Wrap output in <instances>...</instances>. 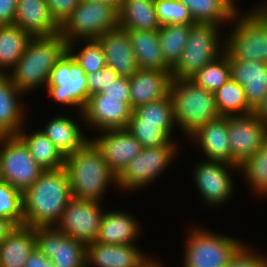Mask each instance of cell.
Segmentation results:
<instances>
[{"instance_id": "f546056e", "label": "cell", "mask_w": 267, "mask_h": 267, "mask_svg": "<svg viewBox=\"0 0 267 267\" xmlns=\"http://www.w3.org/2000/svg\"><path fill=\"white\" fill-rule=\"evenodd\" d=\"M18 136L28 146L34 161L43 170H55L64 167L66 158L42 130L31 135H26L23 130H20Z\"/></svg>"}, {"instance_id": "277c9868", "label": "cell", "mask_w": 267, "mask_h": 267, "mask_svg": "<svg viewBox=\"0 0 267 267\" xmlns=\"http://www.w3.org/2000/svg\"><path fill=\"white\" fill-rule=\"evenodd\" d=\"M169 95L173 102L175 122L188 136L220 116L214 92L196 85L190 79H172Z\"/></svg>"}, {"instance_id": "30bf717a", "label": "cell", "mask_w": 267, "mask_h": 267, "mask_svg": "<svg viewBox=\"0 0 267 267\" xmlns=\"http://www.w3.org/2000/svg\"><path fill=\"white\" fill-rule=\"evenodd\" d=\"M184 267H226L242 247L231 237L194 228L188 235Z\"/></svg>"}, {"instance_id": "7402d4cb", "label": "cell", "mask_w": 267, "mask_h": 267, "mask_svg": "<svg viewBox=\"0 0 267 267\" xmlns=\"http://www.w3.org/2000/svg\"><path fill=\"white\" fill-rule=\"evenodd\" d=\"M144 261L146 257L133 244L93 242L86 245L88 265L92 263L97 267H139Z\"/></svg>"}, {"instance_id": "f6af8a7d", "label": "cell", "mask_w": 267, "mask_h": 267, "mask_svg": "<svg viewBox=\"0 0 267 267\" xmlns=\"http://www.w3.org/2000/svg\"><path fill=\"white\" fill-rule=\"evenodd\" d=\"M106 97L121 98V101L131 107L130 84L128 77H119L113 83H110L102 91Z\"/></svg>"}, {"instance_id": "603a6c76", "label": "cell", "mask_w": 267, "mask_h": 267, "mask_svg": "<svg viewBox=\"0 0 267 267\" xmlns=\"http://www.w3.org/2000/svg\"><path fill=\"white\" fill-rule=\"evenodd\" d=\"M189 136L198 139L208 160L231 164L228 116H219L215 120L209 121Z\"/></svg>"}, {"instance_id": "52a82bcc", "label": "cell", "mask_w": 267, "mask_h": 267, "mask_svg": "<svg viewBox=\"0 0 267 267\" xmlns=\"http://www.w3.org/2000/svg\"><path fill=\"white\" fill-rule=\"evenodd\" d=\"M1 180L25 192L44 171L33 159L28 146L18 136H1Z\"/></svg>"}, {"instance_id": "ffe728a7", "label": "cell", "mask_w": 267, "mask_h": 267, "mask_svg": "<svg viewBox=\"0 0 267 267\" xmlns=\"http://www.w3.org/2000/svg\"><path fill=\"white\" fill-rule=\"evenodd\" d=\"M172 82L171 70L139 68L129 78L131 109L168 97Z\"/></svg>"}, {"instance_id": "681fc988", "label": "cell", "mask_w": 267, "mask_h": 267, "mask_svg": "<svg viewBox=\"0 0 267 267\" xmlns=\"http://www.w3.org/2000/svg\"><path fill=\"white\" fill-rule=\"evenodd\" d=\"M254 115L267 125V95L253 111Z\"/></svg>"}, {"instance_id": "f5cc1de1", "label": "cell", "mask_w": 267, "mask_h": 267, "mask_svg": "<svg viewBox=\"0 0 267 267\" xmlns=\"http://www.w3.org/2000/svg\"><path fill=\"white\" fill-rule=\"evenodd\" d=\"M97 1H101V2H106L109 4H112L113 6H115L118 10L120 9L123 0H97Z\"/></svg>"}, {"instance_id": "2e32d148", "label": "cell", "mask_w": 267, "mask_h": 267, "mask_svg": "<svg viewBox=\"0 0 267 267\" xmlns=\"http://www.w3.org/2000/svg\"><path fill=\"white\" fill-rule=\"evenodd\" d=\"M92 142L102 153L109 169L118 176L142 150L141 144L126 129H110Z\"/></svg>"}, {"instance_id": "9c48e42d", "label": "cell", "mask_w": 267, "mask_h": 267, "mask_svg": "<svg viewBox=\"0 0 267 267\" xmlns=\"http://www.w3.org/2000/svg\"><path fill=\"white\" fill-rule=\"evenodd\" d=\"M47 88L55 101L77 106L81 112L89 98L87 75L68 51L53 67Z\"/></svg>"}, {"instance_id": "ba28073f", "label": "cell", "mask_w": 267, "mask_h": 267, "mask_svg": "<svg viewBox=\"0 0 267 267\" xmlns=\"http://www.w3.org/2000/svg\"><path fill=\"white\" fill-rule=\"evenodd\" d=\"M214 24L195 23L191 26L188 41L176 66L172 79H189L220 54L218 27Z\"/></svg>"}, {"instance_id": "db71d44e", "label": "cell", "mask_w": 267, "mask_h": 267, "mask_svg": "<svg viewBox=\"0 0 267 267\" xmlns=\"http://www.w3.org/2000/svg\"><path fill=\"white\" fill-rule=\"evenodd\" d=\"M263 267H267V259L265 258Z\"/></svg>"}, {"instance_id": "4316f807", "label": "cell", "mask_w": 267, "mask_h": 267, "mask_svg": "<svg viewBox=\"0 0 267 267\" xmlns=\"http://www.w3.org/2000/svg\"><path fill=\"white\" fill-rule=\"evenodd\" d=\"M139 68L170 70L164 63L158 30H127Z\"/></svg>"}, {"instance_id": "816d5d0a", "label": "cell", "mask_w": 267, "mask_h": 267, "mask_svg": "<svg viewBox=\"0 0 267 267\" xmlns=\"http://www.w3.org/2000/svg\"><path fill=\"white\" fill-rule=\"evenodd\" d=\"M161 264H158L157 261L146 259L139 267H162Z\"/></svg>"}, {"instance_id": "f35d334b", "label": "cell", "mask_w": 267, "mask_h": 267, "mask_svg": "<svg viewBox=\"0 0 267 267\" xmlns=\"http://www.w3.org/2000/svg\"><path fill=\"white\" fill-rule=\"evenodd\" d=\"M154 5L161 25L195 24L189 9L179 0H155Z\"/></svg>"}, {"instance_id": "1f68e13d", "label": "cell", "mask_w": 267, "mask_h": 267, "mask_svg": "<svg viewBox=\"0 0 267 267\" xmlns=\"http://www.w3.org/2000/svg\"><path fill=\"white\" fill-rule=\"evenodd\" d=\"M131 116L139 124L157 125L168 137L175 124L173 102L170 97L138 106Z\"/></svg>"}, {"instance_id": "7dc6e473", "label": "cell", "mask_w": 267, "mask_h": 267, "mask_svg": "<svg viewBox=\"0 0 267 267\" xmlns=\"http://www.w3.org/2000/svg\"><path fill=\"white\" fill-rule=\"evenodd\" d=\"M24 267H55L51 259L43 255L36 247L30 253Z\"/></svg>"}, {"instance_id": "e0dca14e", "label": "cell", "mask_w": 267, "mask_h": 267, "mask_svg": "<svg viewBox=\"0 0 267 267\" xmlns=\"http://www.w3.org/2000/svg\"><path fill=\"white\" fill-rule=\"evenodd\" d=\"M96 40L104 51L107 67L120 77L130 78L137 72L139 67L126 29L118 26Z\"/></svg>"}, {"instance_id": "bcb514c9", "label": "cell", "mask_w": 267, "mask_h": 267, "mask_svg": "<svg viewBox=\"0 0 267 267\" xmlns=\"http://www.w3.org/2000/svg\"><path fill=\"white\" fill-rule=\"evenodd\" d=\"M17 1L18 0H0V26L14 24Z\"/></svg>"}, {"instance_id": "484cf974", "label": "cell", "mask_w": 267, "mask_h": 267, "mask_svg": "<svg viewBox=\"0 0 267 267\" xmlns=\"http://www.w3.org/2000/svg\"><path fill=\"white\" fill-rule=\"evenodd\" d=\"M137 224V221L125 212H104L96 242L119 245L132 244L139 231Z\"/></svg>"}, {"instance_id": "e575fe53", "label": "cell", "mask_w": 267, "mask_h": 267, "mask_svg": "<svg viewBox=\"0 0 267 267\" xmlns=\"http://www.w3.org/2000/svg\"><path fill=\"white\" fill-rule=\"evenodd\" d=\"M222 50L225 54L220 52V57L206 64L189 79L211 92H215L229 81L231 79L229 57L228 53Z\"/></svg>"}, {"instance_id": "5bb4252c", "label": "cell", "mask_w": 267, "mask_h": 267, "mask_svg": "<svg viewBox=\"0 0 267 267\" xmlns=\"http://www.w3.org/2000/svg\"><path fill=\"white\" fill-rule=\"evenodd\" d=\"M231 164L239 166L267 141V125L254 113L228 116Z\"/></svg>"}, {"instance_id": "d4e9b609", "label": "cell", "mask_w": 267, "mask_h": 267, "mask_svg": "<svg viewBox=\"0 0 267 267\" xmlns=\"http://www.w3.org/2000/svg\"><path fill=\"white\" fill-rule=\"evenodd\" d=\"M8 74H0V137L16 136L21 130V106L17 101L22 92L11 81Z\"/></svg>"}, {"instance_id": "44dd1931", "label": "cell", "mask_w": 267, "mask_h": 267, "mask_svg": "<svg viewBox=\"0 0 267 267\" xmlns=\"http://www.w3.org/2000/svg\"><path fill=\"white\" fill-rule=\"evenodd\" d=\"M14 24L31 37L60 33V26L52 18L46 0H18Z\"/></svg>"}, {"instance_id": "3957f363", "label": "cell", "mask_w": 267, "mask_h": 267, "mask_svg": "<svg viewBox=\"0 0 267 267\" xmlns=\"http://www.w3.org/2000/svg\"><path fill=\"white\" fill-rule=\"evenodd\" d=\"M64 167L75 199L99 202L108 184L117 181V176L109 169L102 153L91 140L66 157Z\"/></svg>"}, {"instance_id": "f907efd6", "label": "cell", "mask_w": 267, "mask_h": 267, "mask_svg": "<svg viewBox=\"0 0 267 267\" xmlns=\"http://www.w3.org/2000/svg\"><path fill=\"white\" fill-rule=\"evenodd\" d=\"M224 6L225 8L233 15L236 16L237 15V11L235 8V2L233 0H219Z\"/></svg>"}, {"instance_id": "836d02e7", "label": "cell", "mask_w": 267, "mask_h": 267, "mask_svg": "<svg viewBox=\"0 0 267 267\" xmlns=\"http://www.w3.org/2000/svg\"><path fill=\"white\" fill-rule=\"evenodd\" d=\"M214 97L220 116H237L239 114L247 115L253 113V110L248 106L244 88L232 79L217 89L214 92Z\"/></svg>"}, {"instance_id": "c3c4849f", "label": "cell", "mask_w": 267, "mask_h": 267, "mask_svg": "<svg viewBox=\"0 0 267 267\" xmlns=\"http://www.w3.org/2000/svg\"><path fill=\"white\" fill-rule=\"evenodd\" d=\"M15 226L16 225L12 221L0 217V244L6 239Z\"/></svg>"}, {"instance_id": "8d00e7d4", "label": "cell", "mask_w": 267, "mask_h": 267, "mask_svg": "<svg viewBox=\"0 0 267 267\" xmlns=\"http://www.w3.org/2000/svg\"><path fill=\"white\" fill-rule=\"evenodd\" d=\"M239 169L244 170L245 176L255 191L267 193V141L252 156L245 159Z\"/></svg>"}, {"instance_id": "7c38bea8", "label": "cell", "mask_w": 267, "mask_h": 267, "mask_svg": "<svg viewBox=\"0 0 267 267\" xmlns=\"http://www.w3.org/2000/svg\"><path fill=\"white\" fill-rule=\"evenodd\" d=\"M99 204L97 201L72 198L55 226L68 237L85 245L96 242L104 214Z\"/></svg>"}, {"instance_id": "7bdbcfd3", "label": "cell", "mask_w": 267, "mask_h": 267, "mask_svg": "<svg viewBox=\"0 0 267 267\" xmlns=\"http://www.w3.org/2000/svg\"><path fill=\"white\" fill-rule=\"evenodd\" d=\"M81 0H46L52 18L61 26Z\"/></svg>"}, {"instance_id": "5b68a950", "label": "cell", "mask_w": 267, "mask_h": 267, "mask_svg": "<svg viewBox=\"0 0 267 267\" xmlns=\"http://www.w3.org/2000/svg\"><path fill=\"white\" fill-rule=\"evenodd\" d=\"M119 26V11L112 4L97 0H81L60 26V34L73 45L75 36L96 40L108 30Z\"/></svg>"}, {"instance_id": "ab89813d", "label": "cell", "mask_w": 267, "mask_h": 267, "mask_svg": "<svg viewBox=\"0 0 267 267\" xmlns=\"http://www.w3.org/2000/svg\"><path fill=\"white\" fill-rule=\"evenodd\" d=\"M87 44L78 54H72V44H68V52L84 69L86 75L93 74L106 67L104 51L97 40H87Z\"/></svg>"}, {"instance_id": "f1b7e54d", "label": "cell", "mask_w": 267, "mask_h": 267, "mask_svg": "<svg viewBox=\"0 0 267 267\" xmlns=\"http://www.w3.org/2000/svg\"><path fill=\"white\" fill-rule=\"evenodd\" d=\"M42 131L65 158L75 153L88 141L83 137L79 126L65 117L59 116L52 119Z\"/></svg>"}, {"instance_id": "60d3db41", "label": "cell", "mask_w": 267, "mask_h": 267, "mask_svg": "<svg viewBox=\"0 0 267 267\" xmlns=\"http://www.w3.org/2000/svg\"><path fill=\"white\" fill-rule=\"evenodd\" d=\"M126 129L143 148L166 145L170 141L169 137L157 125L139 124L132 116Z\"/></svg>"}, {"instance_id": "9a60e30c", "label": "cell", "mask_w": 267, "mask_h": 267, "mask_svg": "<svg viewBox=\"0 0 267 267\" xmlns=\"http://www.w3.org/2000/svg\"><path fill=\"white\" fill-rule=\"evenodd\" d=\"M131 107L121 98L106 97L102 92L89 96L83 108V118L98 130L127 128L132 114Z\"/></svg>"}, {"instance_id": "cb8c5ba5", "label": "cell", "mask_w": 267, "mask_h": 267, "mask_svg": "<svg viewBox=\"0 0 267 267\" xmlns=\"http://www.w3.org/2000/svg\"><path fill=\"white\" fill-rule=\"evenodd\" d=\"M35 247V228L15 226L0 244V267H24Z\"/></svg>"}, {"instance_id": "83f0119b", "label": "cell", "mask_w": 267, "mask_h": 267, "mask_svg": "<svg viewBox=\"0 0 267 267\" xmlns=\"http://www.w3.org/2000/svg\"><path fill=\"white\" fill-rule=\"evenodd\" d=\"M155 0H123L119 11V26L126 30H159Z\"/></svg>"}, {"instance_id": "6da1fadb", "label": "cell", "mask_w": 267, "mask_h": 267, "mask_svg": "<svg viewBox=\"0 0 267 267\" xmlns=\"http://www.w3.org/2000/svg\"><path fill=\"white\" fill-rule=\"evenodd\" d=\"M71 186L65 167L44 170L23 192L24 225L50 227L57 224L72 199Z\"/></svg>"}, {"instance_id": "8fae6325", "label": "cell", "mask_w": 267, "mask_h": 267, "mask_svg": "<svg viewBox=\"0 0 267 267\" xmlns=\"http://www.w3.org/2000/svg\"><path fill=\"white\" fill-rule=\"evenodd\" d=\"M172 142L158 147L142 148L117 176L118 186L130 190L152 182L173 159L176 147Z\"/></svg>"}, {"instance_id": "d6a6232c", "label": "cell", "mask_w": 267, "mask_h": 267, "mask_svg": "<svg viewBox=\"0 0 267 267\" xmlns=\"http://www.w3.org/2000/svg\"><path fill=\"white\" fill-rule=\"evenodd\" d=\"M30 38L27 32L15 24L0 26V71L3 67H15Z\"/></svg>"}, {"instance_id": "d590c367", "label": "cell", "mask_w": 267, "mask_h": 267, "mask_svg": "<svg viewBox=\"0 0 267 267\" xmlns=\"http://www.w3.org/2000/svg\"><path fill=\"white\" fill-rule=\"evenodd\" d=\"M188 9L195 23L219 25L220 22L234 20L233 16L219 0H179Z\"/></svg>"}, {"instance_id": "ac0fdd59", "label": "cell", "mask_w": 267, "mask_h": 267, "mask_svg": "<svg viewBox=\"0 0 267 267\" xmlns=\"http://www.w3.org/2000/svg\"><path fill=\"white\" fill-rule=\"evenodd\" d=\"M228 166L239 167L226 162L208 160L200 163L194 171V178L200 194L210 205L224 203L226 199L230 198L233 186L226 170Z\"/></svg>"}, {"instance_id": "b9f144b4", "label": "cell", "mask_w": 267, "mask_h": 267, "mask_svg": "<svg viewBox=\"0 0 267 267\" xmlns=\"http://www.w3.org/2000/svg\"><path fill=\"white\" fill-rule=\"evenodd\" d=\"M120 76L109 67H104L100 71L87 75L89 96L102 92L110 83H113Z\"/></svg>"}, {"instance_id": "4dcf8cb0", "label": "cell", "mask_w": 267, "mask_h": 267, "mask_svg": "<svg viewBox=\"0 0 267 267\" xmlns=\"http://www.w3.org/2000/svg\"><path fill=\"white\" fill-rule=\"evenodd\" d=\"M193 24H165L158 30L165 65L172 70L178 63Z\"/></svg>"}, {"instance_id": "ee69618b", "label": "cell", "mask_w": 267, "mask_h": 267, "mask_svg": "<svg viewBox=\"0 0 267 267\" xmlns=\"http://www.w3.org/2000/svg\"><path fill=\"white\" fill-rule=\"evenodd\" d=\"M249 250L242 246L230 259L226 267H263L265 258L252 254Z\"/></svg>"}, {"instance_id": "8992f818", "label": "cell", "mask_w": 267, "mask_h": 267, "mask_svg": "<svg viewBox=\"0 0 267 267\" xmlns=\"http://www.w3.org/2000/svg\"><path fill=\"white\" fill-rule=\"evenodd\" d=\"M225 51L236 60L267 63V6L239 18Z\"/></svg>"}, {"instance_id": "d6986e66", "label": "cell", "mask_w": 267, "mask_h": 267, "mask_svg": "<svg viewBox=\"0 0 267 267\" xmlns=\"http://www.w3.org/2000/svg\"><path fill=\"white\" fill-rule=\"evenodd\" d=\"M228 57L231 79L244 88L248 106L254 111L267 95V63Z\"/></svg>"}, {"instance_id": "4fadbf2b", "label": "cell", "mask_w": 267, "mask_h": 267, "mask_svg": "<svg viewBox=\"0 0 267 267\" xmlns=\"http://www.w3.org/2000/svg\"><path fill=\"white\" fill-rule=\"evenodd\" d=\"M36 248L55 267H87L86 245L68 237L55 226L35 227Z\"/></svg>"}, {"instance_id": "74e56055", "label": "cell", "mask_w": 267, "mask_h": 267, "mask_svg": "<svg viewBox=\"0 0 267 267\" xmlns=\"http://www.w3.org/2000/svg\"><path fill=\"white\" fill-rule=\"evenodd\" d=\"M0 217L16 226L24 225L23 193L3 180H0Z\"/></svg>"}, {"instance_id": "7a4b0ae2", "label": "cell", "mask_w": 267, "mask_h": 267, "mask_svg": "<svg viewBox=\"0 0 267 267\" xmlns=\"http://www.w3.org/2000/svg\"><path fill=\"white\" fill-rule=\"evenodd\" d=\"M67 51L68 43L60 33L31 37L9 77L24 93L46 84L53 67Z\"/></svg>"}]
</instances>
